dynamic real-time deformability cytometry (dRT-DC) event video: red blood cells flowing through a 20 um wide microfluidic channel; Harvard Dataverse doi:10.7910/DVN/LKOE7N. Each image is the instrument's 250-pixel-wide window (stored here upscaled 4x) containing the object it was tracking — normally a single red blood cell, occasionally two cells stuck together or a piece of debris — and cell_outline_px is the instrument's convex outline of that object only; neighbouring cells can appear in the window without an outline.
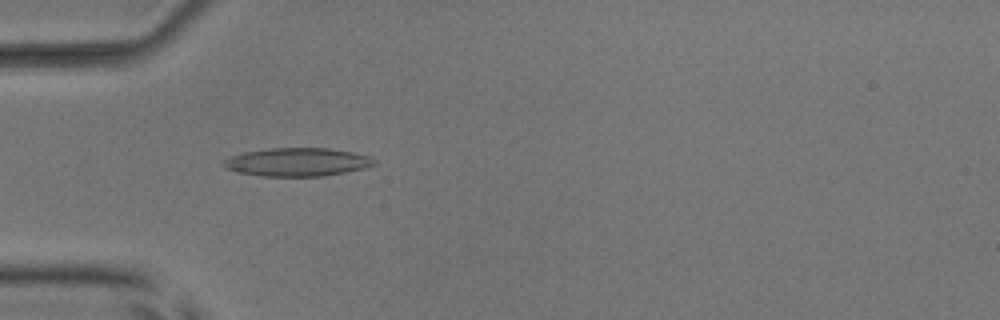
{"species": "common noctule bat (a hibernating species)", "species_latin": "Nyctalus noctula", "temperature_condition": "room temperature", "stored_images_in_passage": 51, "camera_frame_rate_fps": 3000, "um_per_image_px": 0.085, "animal": {"sex": "male", "body_mass_g": 17.9, "forearm_length_mm": 54.2}, "frame": {"image": 1, "passage_image": 16, "time_ms": 5.0, "image_size_px": [1000, 320], "cell_outline_px": [[376, 164], [364, 168], [324, 176], [264, 176], [236, 172], [220, 164], [224, 160], [232, 156], [244, 152], [268, 148], [328, 148], [352, 152], [368, 156], [376, 160]], "centroid_in_image_um": [25.26, 13.77], "position_along_channel_um": 59.7, "area_um2": 24.74}}
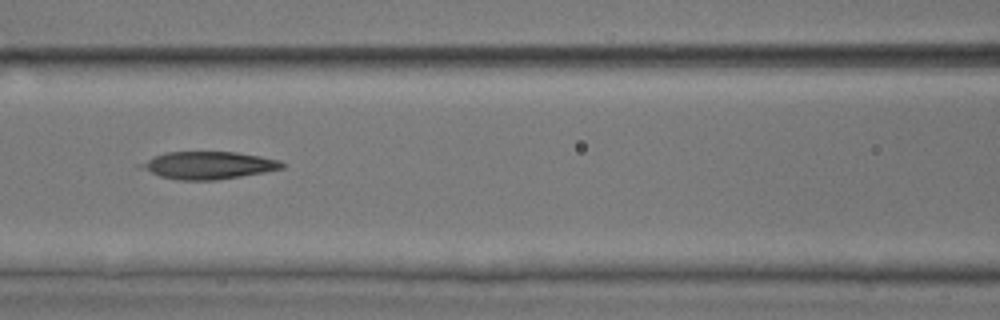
{"frame": {"image": 2, "passage_image": 23, "time_ms": 7.333, "image_size_px": [1000, 320], "cell_outline_px": [[284, 168], [264, 172], [216, 180], [180, 180], [160, 176], [136, 168], [136, 164], [152, 156], [164, 152], [236, 152], [260, 156], [280, 160], [284, 164]], "centroid_in_image_um": [17.62, 14.04], "position_along_channel_um": 149.0, "area_um2": 22.83}}
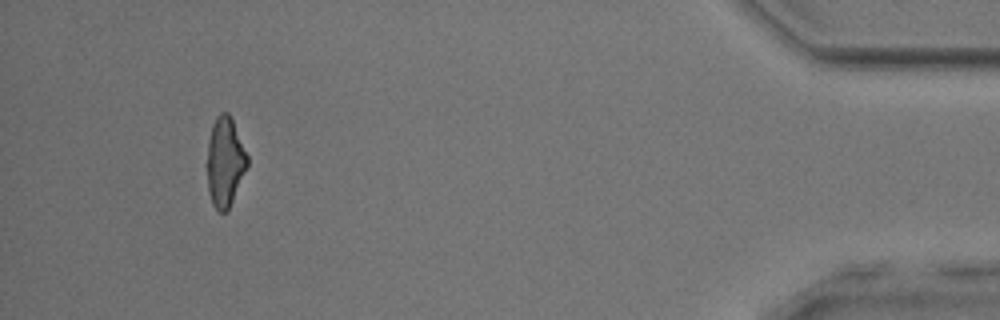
{"frame": {"image": 3, "passage_image": 48, "time_ms": 15.667, "image_size_px": [1000, 320], "cell_outline_px": [[248, 164], [228, 212], [220, 212], [212, 204], [208, 192], [204, 164], [208, 140], [212, 124], [216, 116], [220, 112], [228, 112], [232, 120], [248, 156]], "centroid_in_image_um": [19.07, 13.78], "position_along_channel_um": 416.1, "area_um2": 21.56}, "authors_computed_cell_mechanics": {"area_um2": 22.7732, "velocity_mm_per_s": 3.9995, "shape_relaxation_time_tau1_ms": 9.0309, "shape_relaxation_time_tau2_ms": 2.1696, "deformation_change_tau1": 0.263, "deformation_change_tau2": 0.1193}}